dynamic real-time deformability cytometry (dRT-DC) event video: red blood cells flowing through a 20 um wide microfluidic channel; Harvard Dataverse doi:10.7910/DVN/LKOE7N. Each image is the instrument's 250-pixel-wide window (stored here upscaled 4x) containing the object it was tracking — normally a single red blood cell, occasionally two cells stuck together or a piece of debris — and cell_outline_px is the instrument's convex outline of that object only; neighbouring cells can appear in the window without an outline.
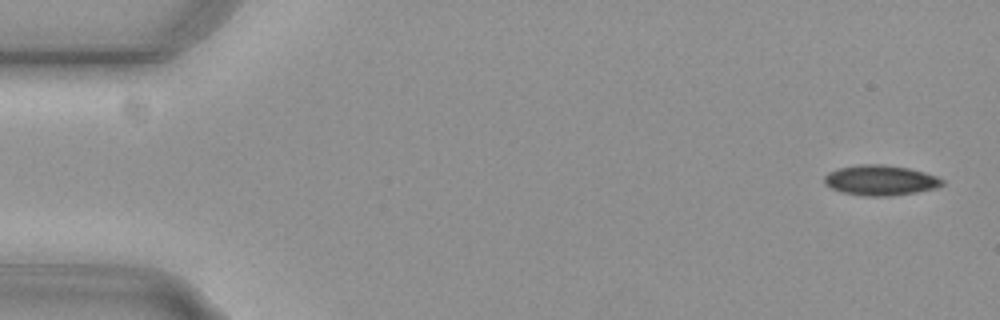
{"species": "common noctule bat (a hibernating species)", "species_latin": "Nyctalus noctula", "temperature_condition": "cold", "stored_images_in_passage": 55, "camera_frame_rate_fps": 3000, "um_per_image_px": 0.085, "animal": {"sex": "female", "body_mass_g": 29.2, "forearm_length_mm": 56.3}, "frame": {"image": 1, "passage_image": 2, "time_ms": 0.333, "image_size_px": [1000, 320], "cell_outline_px": [[944, 184], [936, 188], [916, 192], [892, 196], [860, 196], [840, 192], [824, 184], [824, 176], [828, 172], [840, 168], [864, 164], [880, 164], [908, 168], [924, 172], [936, 176], [944, 180]], "centroid_in_image_um": [74.83, 15.34], "position_along_channel_um": 10.2, "area_um2": 20.81}}
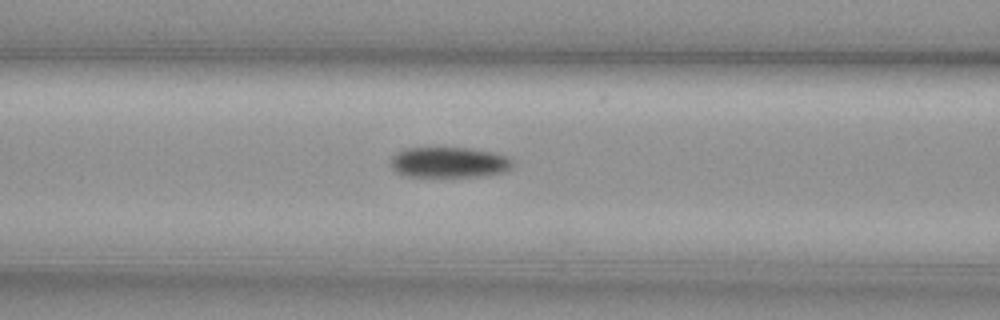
{"frame": {"image": 2, "passage_image": 22, "time_ms": 7.0, "image_size_px": [1000, 320], "cell_outline_px": [[512, 164], [504, 172], [488, 176], [404, 176], [396, 172], [392, 168], [392, 160], [400, 152], [408, 148], [468, 148], [492, 152], [508, 156], [512, 160]], "centroid_in_image_um": [38.22, 13.81], "position_along_channel_um": 128.4, "area_um2": 21.39}}
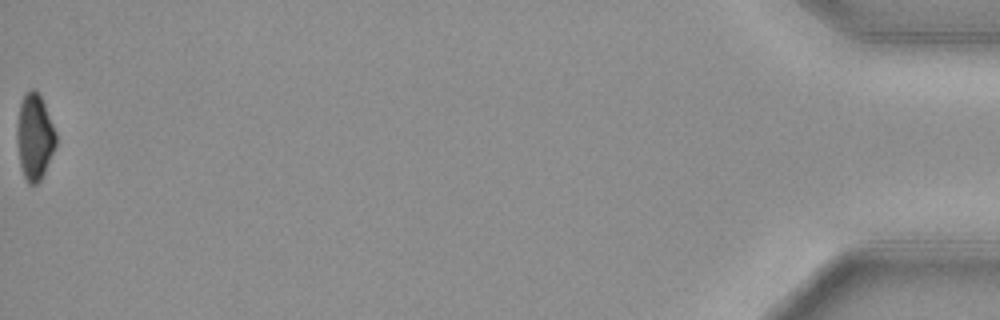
{"frame": {"image": 3, "passage_image": 55, "time_ms": 18.0, "image_size_px": [1000, 320], "cell_outline_px": [[56, 144], [44, 172], [40, 180], [36, 184], [28, 184], [24, 176], [20, 164], [16, 140], [16, 132], [20, 104], [24, 96], [32, 88], [36, 88], [44, 104], [56, 132]], "centroid_in_image_um": [2.93, 11.63], "position_along_channel_um": 432.3, "area_um2": 19.25}, "authors_computed_cell_mechanics": {"area_um2": 21.386, "velocity_mm_per_s": 3.7528, "shape_relaxation_time_tau1_ms": 3.8092, "shape_relaxation_time_tau2_ms": null, "deformation_change_tau1": 0.1078, "deformation_change_tau2": null}}